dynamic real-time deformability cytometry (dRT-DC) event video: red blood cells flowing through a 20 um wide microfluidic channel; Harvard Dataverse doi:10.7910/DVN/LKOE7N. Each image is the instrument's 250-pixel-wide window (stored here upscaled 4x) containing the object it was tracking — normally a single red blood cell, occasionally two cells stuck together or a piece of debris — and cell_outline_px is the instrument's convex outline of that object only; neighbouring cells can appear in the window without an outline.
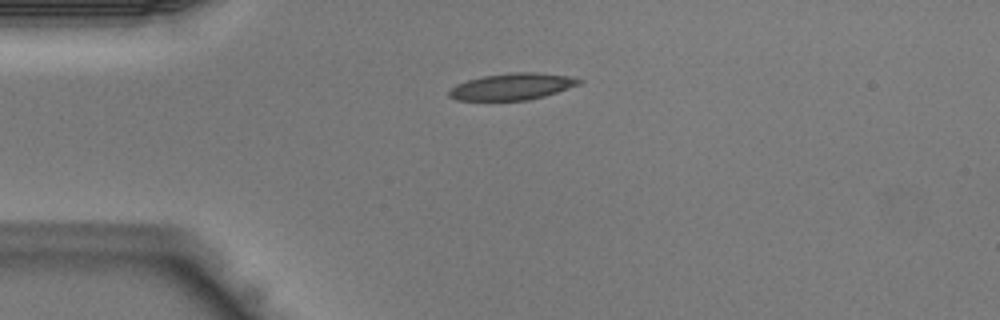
{"species": "Egyptian fruit bat (a non-hibernating species)", "species_latin": "Rousettus aegyptiacus", "temperature_condition": "warm", "stored_images_in_passage": 33, "camera_frame_rate_fps": 3000, "um_per_image_px": 0.085, "animal": {"sex": "male"}, "frame": {"image": 1, "passage_image": 1, "time_ms": 0.0, "image_size_px": [1000, 320], "cell_outline_px": [[584, 80], [580, 84], [544, 96], [528, 100], [456, 100], [448, 96], [448, 92], [456, 84], [468, 80], [484, 76], [512, 72], [536, 72], [568, 76]], "centroid_in_image_um": [43.53, 7.35], "position_along_channel_um": 41.5, "area_um2": 20.0}}
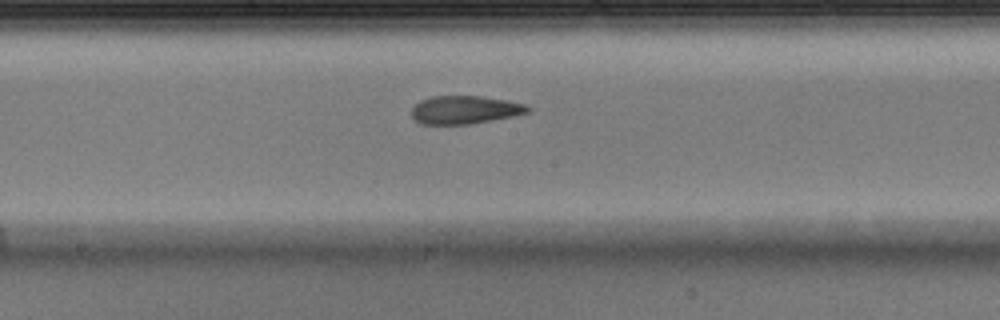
{"frame": {"image": 2, "passage_image": 13, "time_ms": 4.0, "image_size_px": [1000, 320], "cell_outline_px": [[532, 108], [528, 112], [512, 116], [472, 124], [420, 124], [412, 116], [412, 108], [420, 100], [432, 96], [484, 96], [524, 104]], "centroid_in_image_um": [39.49, 9.33], "position_along_channel_um": 208.7, "area_um2": 18.96}}
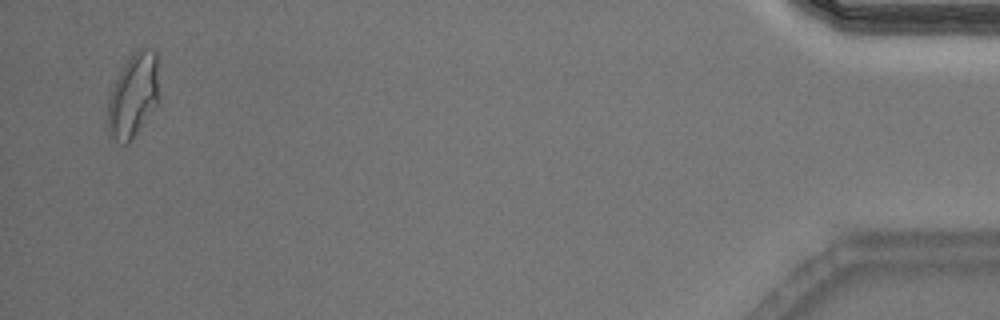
{"frame": {"image": 3, "passage_image": 32, "time_ms": 10.333, "image_size_px": [1000, 320], "cell_outline_px": [[156, 104], [132, 140], [128, 144], [124, 144], [108, 136], [108, 104], [112, 88], [124, 64], [136, 52], [144, 48], [152, 48], [156, 52]], "centroid_in_image_um": [11.28, 8.17], "position_along_channel_um": 423.9, "area_um2": 24.1}}